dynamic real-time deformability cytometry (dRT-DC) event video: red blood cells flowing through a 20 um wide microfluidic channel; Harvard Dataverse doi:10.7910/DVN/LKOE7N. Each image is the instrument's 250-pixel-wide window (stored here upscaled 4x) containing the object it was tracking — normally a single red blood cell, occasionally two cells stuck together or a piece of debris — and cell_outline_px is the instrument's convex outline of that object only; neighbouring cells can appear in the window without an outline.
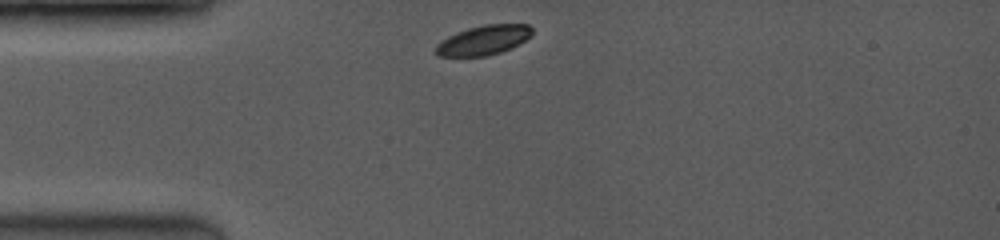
{"species": "common noctule bat (a hibernating species)", "species_latin": "Nyctalus noctula", "temperature_condition": "room temperature", "stored_images_in_passage": 37, "camera_frame_rate_fps": 3500, "um_per_image_px": 0.085, "animal": {"sex": "female", "body_mass_g": 19.0, "forearm_length_mm": 53.3}, "frame": {"image": 1, "passage_image": 1, "time_ms": 0.0, "image_size_px": [1000, 240], "cell_outline_px": [[532, 32], [524, 40], [500, 52], [488, 56], [436, 56], [436, 44], [440, 40], [456, 32], [468, 28], [484, 24], [528, 24], [532, 28]], "centroid_in_image_um": [41.04, 3.4], "position_along_channel_um": 44.0, "area_um2": 16.42}}
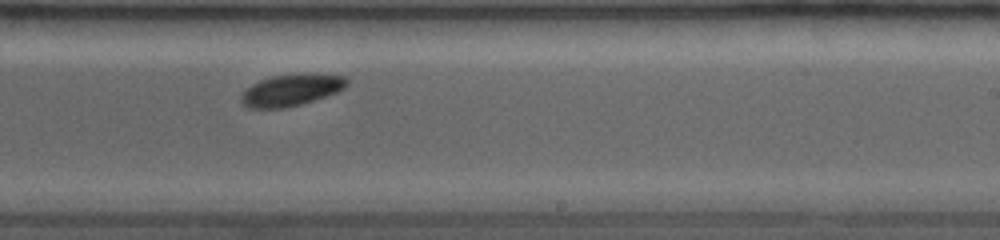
{"frame": {"image": 2, "passage_image": 22, "time_ms": 6.0, "image_size_px": [1000, 240], "cell_outline_px": [[348, 84], [344, 88], [336, 92], [300, 104], [284, 108], [248, 108], [240, 100], [240, 96], [252, 84], [260, 80], [272, 76], [300, 72], [316, 72], [344, 76], [348, 80]], "centroid_in_image_um": [24.78, 7.61], "position_along_channel_um": 264.2, "area_um2": 19.71}}
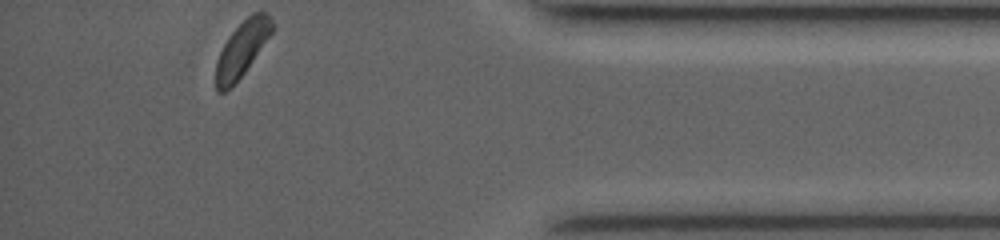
{"frame": {"image": 3, "passage_image": 37, "time_ms": 10.286, "image_size_px": [1000, 240], "cell_outline_px": [[276, 28], [244, 72], [224, 92], [216, 92], [216, 60], [228, 36], [252, 12], [264, 12], [272, 20]], "centroid_in_image_um": [20.58, 4.13], "position_along_channel_um": 414.6, "area_um2": 17.74}, "authors_computed_cell_mechanics": {"area_um2": 19.1318, "velocity_mm_per_s": 4.0255, "shape_relaxation_time_tau1_ms": 0.9203, "shape_relaxation_time_tau2_ms": null, "deformation_change_tau1": 0.0616, "deformation_change_tau2": null}}